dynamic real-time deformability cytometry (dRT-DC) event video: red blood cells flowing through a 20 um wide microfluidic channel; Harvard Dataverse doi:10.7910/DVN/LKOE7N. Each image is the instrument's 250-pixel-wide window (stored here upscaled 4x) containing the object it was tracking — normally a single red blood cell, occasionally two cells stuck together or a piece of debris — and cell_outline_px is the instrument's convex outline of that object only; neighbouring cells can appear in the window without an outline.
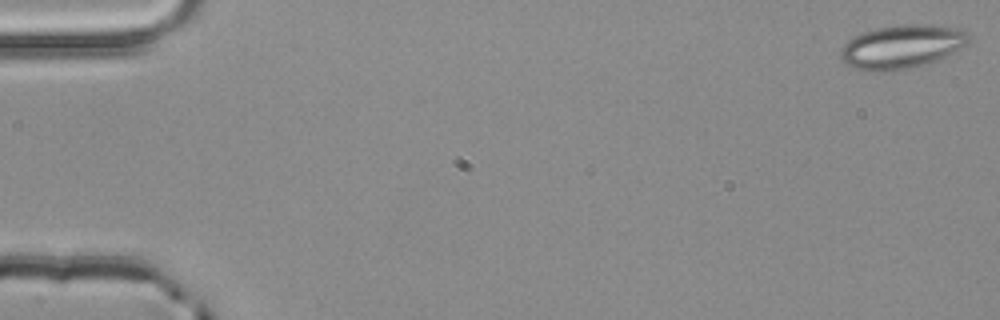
{"species": "common noctule bat (a hibernating species)", "species_latin": "Nyctalus noctula", "temperature_condition": "room temperature", "stored_images_in_passage": 3, "camera_frame_rate_fps": 3000, "um_per_image_px": 0.085, "animal": {"sex": "male", "body_mass_g": 20.4}, "frame": {"image": 1, "passage_image": 1, "time_ms": 0.0, "image_size_px": [1000, 320], "cell_outline_px": [[968, 44], [936, 60], [924, 64], [908, 68], [880, 72], [872, 72], [852, 68], [840, 56], [840, 48], [848, 40], [864, 32], [876, 28], [896, 24], [932, 24], [960, 28], [968, 32]], "centroid_in_image_um": [76.64, 3.95], "position_along_channel_um": 8.4, "area_um2": 32.54}}